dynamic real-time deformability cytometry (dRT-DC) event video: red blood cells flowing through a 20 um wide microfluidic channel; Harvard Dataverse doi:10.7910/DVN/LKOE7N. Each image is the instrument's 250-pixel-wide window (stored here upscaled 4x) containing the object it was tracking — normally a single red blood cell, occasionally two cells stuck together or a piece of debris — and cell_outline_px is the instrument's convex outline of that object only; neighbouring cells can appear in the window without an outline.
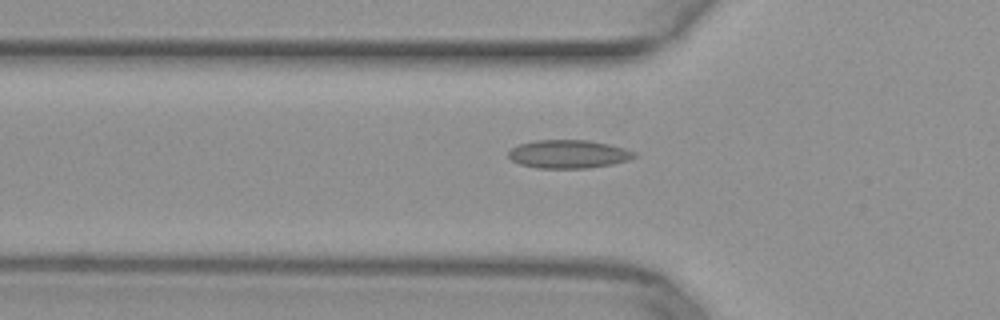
{"species": "common noctule bat (a hibernating species)", "species_latin": "Nyctalus noctula", "temperature_condition": "warm", "stored_images_in_passage": 36, "camera_frame_rate_fps": 3000, "um_per_image_px": 0.085, "animal": {"sex": "female", "body_mass_g": 29.2, "forearm_length_mm": 56.3}, "frame": {"image": 1, "passage_image": 3, "time_ms": 0.667, "image_size_px": [1000, 320], "cell_outline_px": [[640, 156], [628, 160], [612, 164], [588, 168], [536, 168], [520, 164], [512, 160], [508, 156], [508, 152], [512, 148], [520, 144], [536, 140], [588, 140], [608, 144], [624, 148], [636, 152]], "centroid_in_image_um": [48.35, 13.1], "position_along_channel_um": 77.4, "area_um2": 20.81}}
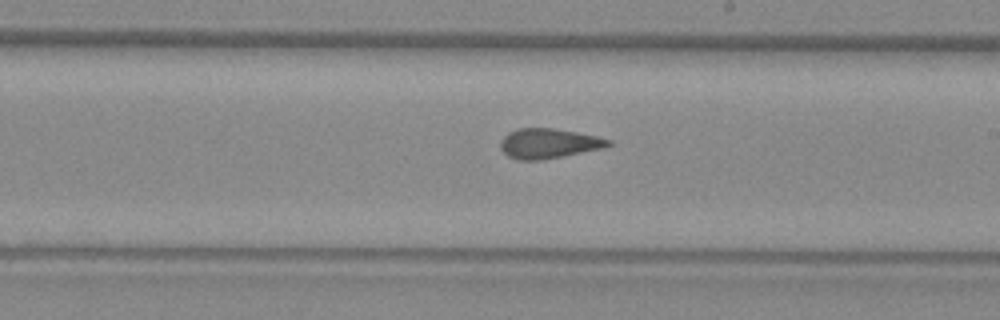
{"frame": {"image": 2, "passage_image": 15, "time_ms": 4.667, "image_size_px": [1000, 320], "cell_outline_px": [[612, 144], [600, 148], [540, 160], [516, 160], [508, 156], [500, 148], [500, 140], [508, 132], [516, 128], [552, 128], [576, 132], [596, 136], [612, 140]], "centroid_in_image_um": [46.57, 12.18], "position_along_channel_um": 242.4, "area_um2": 18.55}}
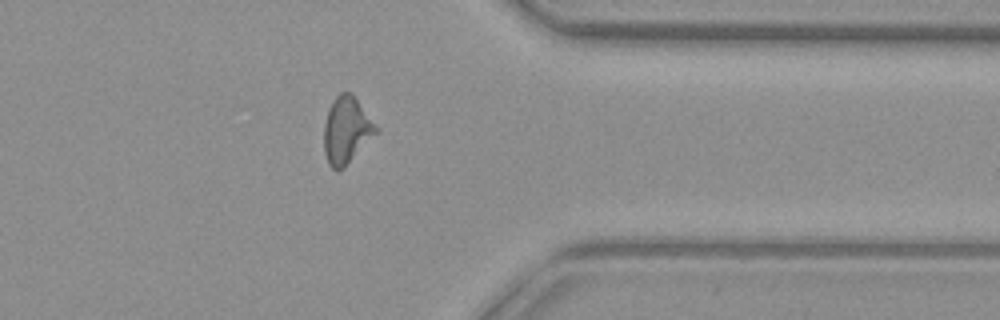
{"frame": {"image": 3, "passage_image": 26, "time_ms": 8.333, "image_size_px": [1000, 320], "cell_outline_px": [[376, 132], [344, 168], [336, 172], [328, 164], [324, 152], [324, 124], [332, 100], [340, 92], [352, 92], [376, 128]], "centroid_in_image_um": [29.39, 11.08], "position_along_channel_um": 382.0, "area_um2": 19.71}}